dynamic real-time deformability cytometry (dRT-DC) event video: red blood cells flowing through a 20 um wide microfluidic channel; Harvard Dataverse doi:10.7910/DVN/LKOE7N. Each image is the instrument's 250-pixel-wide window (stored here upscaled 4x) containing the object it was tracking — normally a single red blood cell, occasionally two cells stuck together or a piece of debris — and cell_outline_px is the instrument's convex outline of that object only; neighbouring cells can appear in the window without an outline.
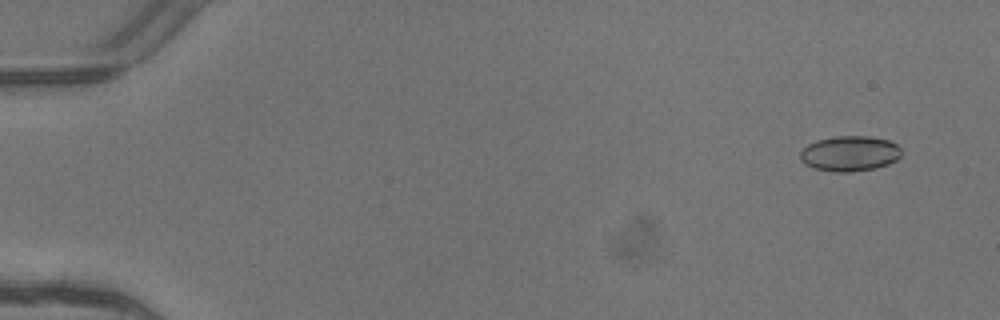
{"species": "common noctule bat (a hibernating species)", "species_latin": "Nyctalus noctula", "temperature_condition": "warm", "stored_images_in_passage": 6, "camera_frame_rate_fps": 3000, "um_per_image_px": 0.085, "animal": {"sex": "female"}, "frame": {"image": 1, "passage_image": 1, "time_ms": 0.0, "image_size_px": [1000, 320], "cell_outline_px": [[900, 156], [896, 160], [888, 164], [876, 168], [848, 172], [836, 172], [812, 168], [804, 164], [800, 160], [800, 152], [808, 144], [816, 140], [836, 136], [868, 136], [888, 140], [896, 144], [900, 148]], "centroid_in_image_um": [72.2, 13.05], "position_along_channel_um": 12.8, "area_um2": 20.87}}
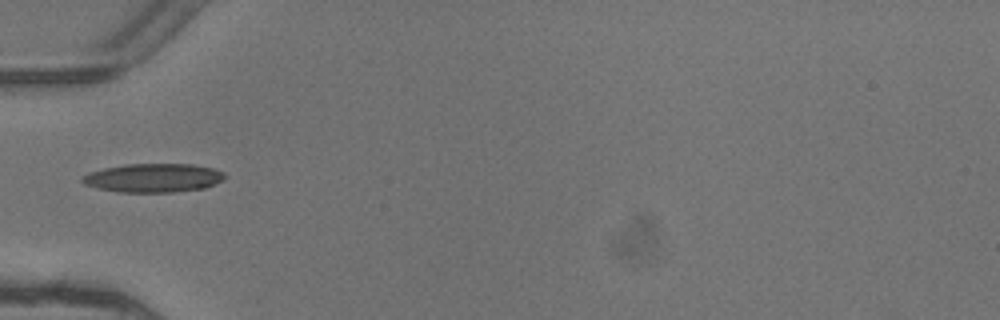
{"frame": {"image": 2, "passage_image": 5, "time_ms": 1.333, "image_size_px": [1000, 320], "cell_outline_px": [[224, 180], [204, 188], [172, 192], [120, 192], [100, 188], [84, 184], [80, 180], [88, 172], [104, 168], [124, 164], [192, 164], [212, 168], [224, 172]], "centroid_in_image_um": [13.03, 15.11], "position_along_channel_um": 72.0, "area_um2": 23.76}}
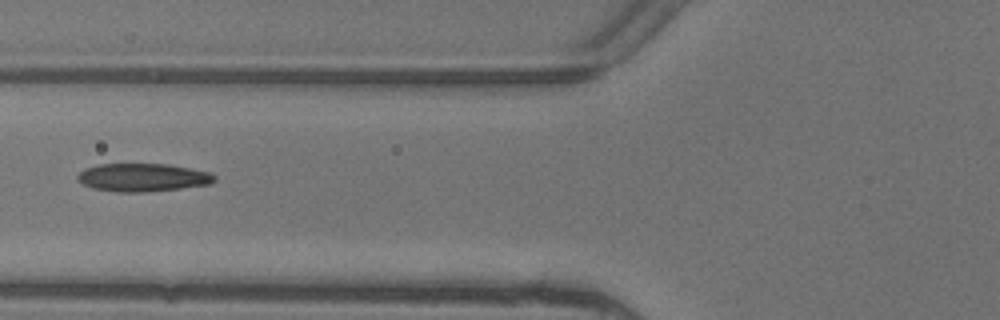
{"frame": {"image": 3, "passage_image": 6, "time_ms": 1.667, "image_size_px": [1000, 320], "cell_outline_px": [[216, 180], [212, 184], [148, 192], [116, 192], [92, 188], [76, 180], [76, 176], [84, 168], [100, 164], [168, 164], [212, 172], [216, 176]], "centroid_in_image_um": [12.15, 15.08], "position_along_channel_um": 113.6, "area_um2": 22.66}}